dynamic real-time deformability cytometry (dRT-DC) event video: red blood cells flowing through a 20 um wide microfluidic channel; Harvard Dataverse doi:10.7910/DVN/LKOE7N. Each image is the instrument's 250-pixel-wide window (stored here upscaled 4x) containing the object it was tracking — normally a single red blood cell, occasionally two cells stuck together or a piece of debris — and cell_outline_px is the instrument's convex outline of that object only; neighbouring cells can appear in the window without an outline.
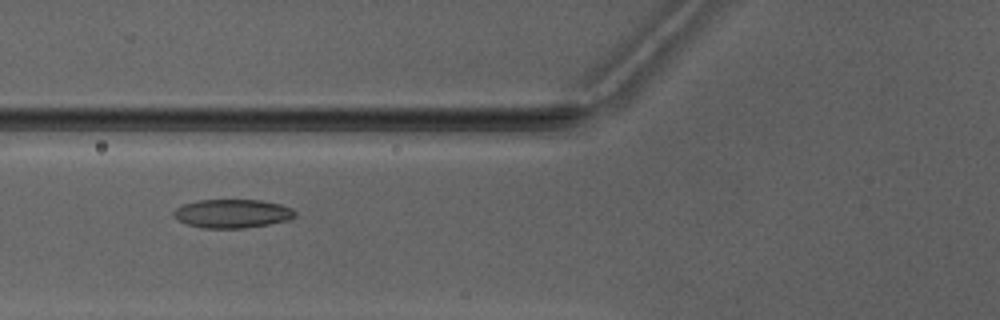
{"species": "Egyptian fruit bat (a non-hibernating species)", "species_latin": "Rousettus aegyptiacus", "temperature_condition": "warm", "stored_images_in_passage": 7, "camera_frame_rate_fps": 3000, "um_per_image_px": 0.085, "animal": {"sex": "male"}, "frame": {"image": 1, "passage_image": 6, "time_ms": 6.667, "image_size_px": [1000, 320], "cell_outline_px": [[296, 216], [284, 220], [268, 224], [244, 228], [200, 228], [176, 220], [172, 216], [172, 212], [176, 208], [184, 204], [200, 200], [260, 200], [280, 204], [292, 208], [296, 212]], "centroid_in_image_um": [19.7, 18.15], "position_along_channel_um": 106.1, "area_um2": 20.23}}
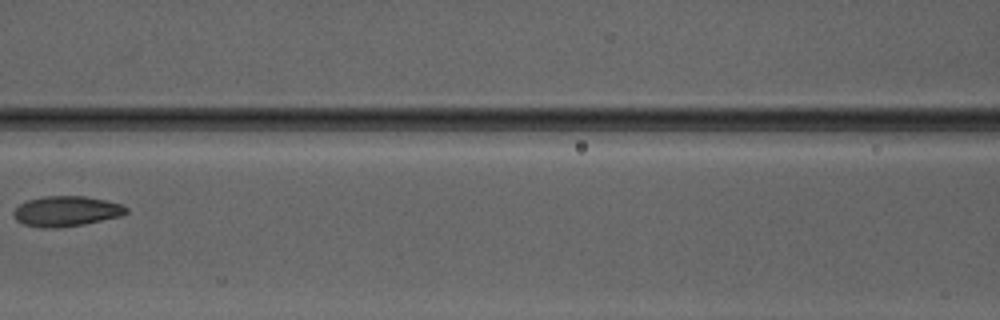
{"frame": {"image": 2, "passage_image": 7, "time_ms": 8.0, "image_size_px": [1000, 320], "cell_outline_px": [[128, 212], [120, 216], [84, 224], [56, 228], [40, 228], [24, 224], [16, 220], [12, 212], [20, 204], [28, 200], [40, 196], [84, 196], [104, 200], [120, 204], [128, 208]], "centroid_in_image_um": [5.6, 17.95], "position_along_channel_um": 161.0, "area_um2": 19.83}}